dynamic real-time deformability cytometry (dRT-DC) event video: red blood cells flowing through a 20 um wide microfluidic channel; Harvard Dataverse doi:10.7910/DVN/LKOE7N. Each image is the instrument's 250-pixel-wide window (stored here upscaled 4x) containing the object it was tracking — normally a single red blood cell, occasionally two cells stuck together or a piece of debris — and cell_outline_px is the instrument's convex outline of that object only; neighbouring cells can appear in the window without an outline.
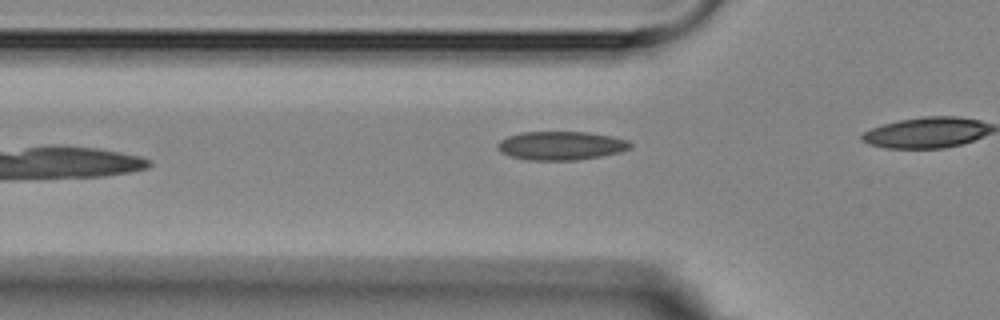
{"species": "Egyptian fruit bat (a non-hibernating species)", "species_latin": "Rousettus aegyptiacus", "temperature_condition": "room temperature", "stored_images_in_passage": 5, "camera_frame_rate_fps": 3000, "um_per_image_px": 0.085, "animal": {"sex": "female"}, "frame": {"image": 1, "passage_image": 4, "time_ms": 3.333, "image_size_px": [1000, 320], "cell_outline_px": [[632, 148], [620, 152], [600, 156], [576, 160], [528, 160], [512, 156], [500, 152], [496, 148], [496, 144], [500, 140], [508, 136], [520, 132], [588, 132], [612, 136], [628, 140], [632, 144]], "centroid_in_image_um": [47.68, 12.37], "position_along_channel_um": 78.1, "area_um2": 22.25}}